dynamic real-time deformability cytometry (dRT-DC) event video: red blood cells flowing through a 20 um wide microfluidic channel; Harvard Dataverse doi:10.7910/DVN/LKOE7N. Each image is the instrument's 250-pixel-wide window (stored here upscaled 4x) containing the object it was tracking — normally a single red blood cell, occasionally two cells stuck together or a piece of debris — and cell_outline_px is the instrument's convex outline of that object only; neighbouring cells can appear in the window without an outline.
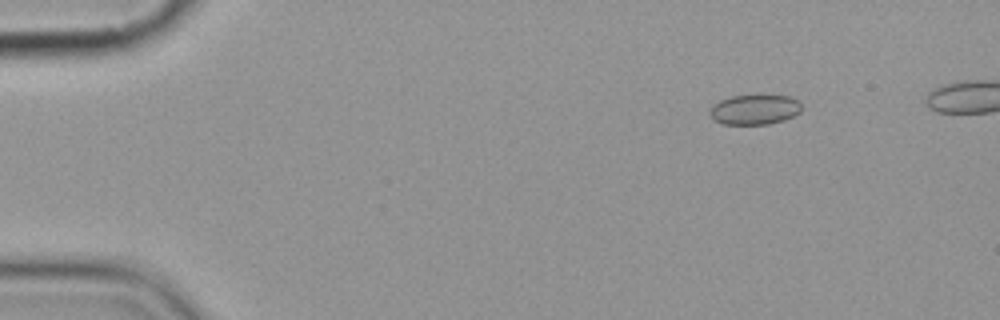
{"species": "common noctule bat (a hibernating species)", "species_latin": "Nyctalus noctula", "temperature_condition": "cold", "stored_images_in_passage": 7, "camera_frame_rate_fps": 3000, "um_per_image_px": 0.085, "animal": {"sex": "female", "body_mass_g": 19.9}, "frame": {"image": 1, "passage_image": 3, "time_ms": 2.333, "image_size_px": [1000, 320], "cell_outline_px": [[800, 112], [784, 120], [768, 124], [724, 124], [716, 120], [708, 112], [720, 100], [732, 96], [792, 96], [800, 100]], "centroid_in_image_um": [64.19, 9.31], "position_along_channel_um": 20.8, "area_um2": 15.72}}